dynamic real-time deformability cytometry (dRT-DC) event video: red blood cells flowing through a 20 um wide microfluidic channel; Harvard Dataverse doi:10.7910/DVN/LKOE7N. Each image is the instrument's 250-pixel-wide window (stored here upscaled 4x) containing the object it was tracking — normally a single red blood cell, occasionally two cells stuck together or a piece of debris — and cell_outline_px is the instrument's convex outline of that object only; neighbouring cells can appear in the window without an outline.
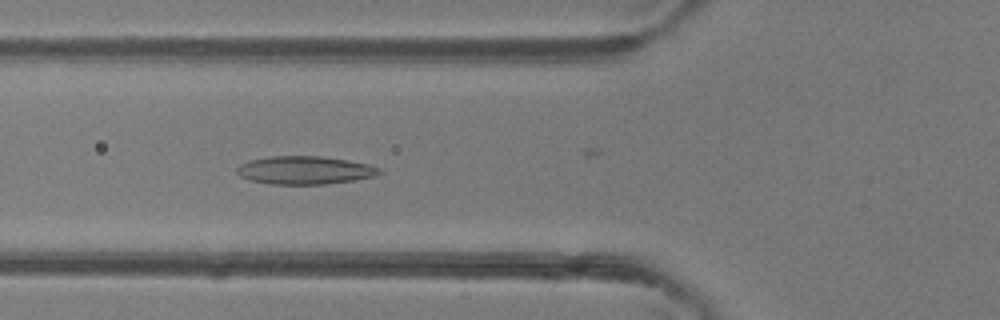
{"species": "common noctule bat (a hibernating species)", "species_latin": "Nyctalus noctula", "temperature_condition": "room temperature", "stored_images_in_passage": 35, "camera_frame_rate_fps": 3000, "um_per_image_px": 0.085, "animal": {"sex": "female"}, "frame": {"image": 1, "passage_image": 14, "time_ms": 4.333, "image_size_px": [1000, 320], "cell_outline_px": [[384, 172], [376, 176], [356, 180], [324, 184], [272, 184], [252, 180], [240, 176], [236, 172], [236, 168], [240, 164], [248, 160], [272, 156], [320, 156], [348, 160], [368, 164], [380, 168]], "centroid_in_image_um": [25.94, 14.46], "position_along_channel_um": 99.9, "area_um2": 23.41}}
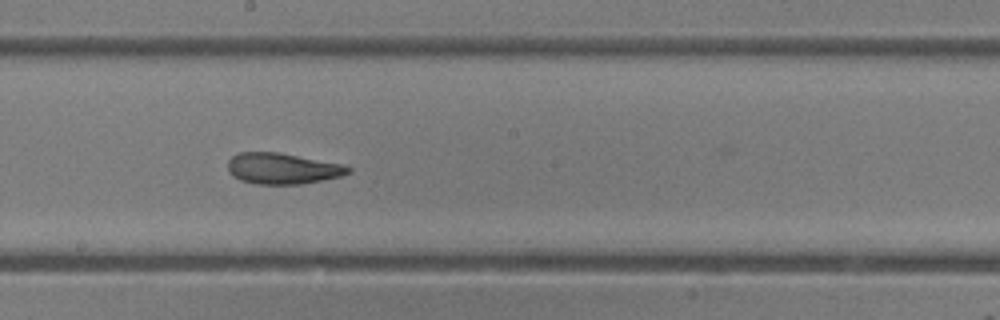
{"frame": {"image": 2, "passage_image": 23, "time_ms": 7.333, "image_size_px": [1000, 320], "cell_outline_px": [[352, 172], [340, 176], [300, 184], [256, 184], [240, 180], [232, 176], [228, 172], [228, 160], [236, 152], [280, 152], [344, 164], [352, 168]], "centroid_in_image_um": [24.0, 14.31], "position_along_channel_um": 224.2, "area_um2": 21.96}}
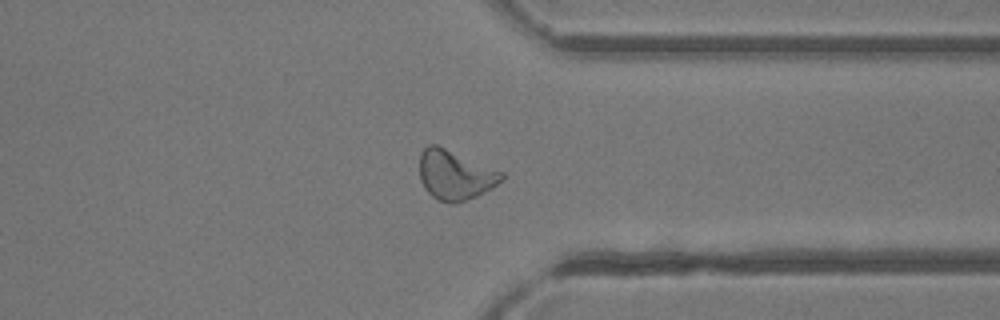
{"frame": {"image": 3, "passage_image": 34, "time_ms": 11.0, "image_size_px": [1000, 320], "cell_outline_px": [[504, 180], [492, 188], [476, 196], [456, 204], [448, 204], [432, 196], [424, 188], [420, 180], [420, 152], [428, 144], [436, 144], [504, 172]], "centroid_in_image_um": [38.68, 14.88], "position_along_channel_um": 372.7, "area_um2": 23.87}}